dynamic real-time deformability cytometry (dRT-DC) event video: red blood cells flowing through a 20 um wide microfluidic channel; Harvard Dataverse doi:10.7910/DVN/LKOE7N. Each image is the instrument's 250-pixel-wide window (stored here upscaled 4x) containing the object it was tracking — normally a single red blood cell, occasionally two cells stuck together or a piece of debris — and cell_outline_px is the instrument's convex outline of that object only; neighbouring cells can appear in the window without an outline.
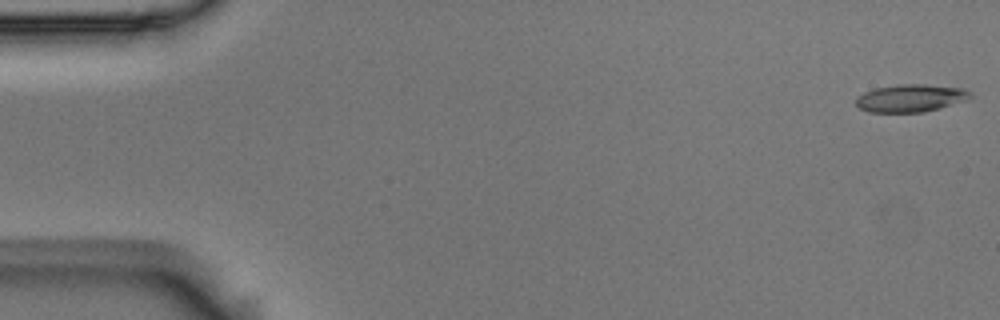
{"species": "Egyptian fruit bat (a non-hibernating species)", "species_latin": "Rousettus aegyptiacus", "temperature_condition": "room temperature", "stored_images_in_passage": 54, "camera_frame_rate_fps": 3000, "um_per_image_px": 0.085, "animal": {"sex": "male"}, "frame": {"image": 1, "passage_image": 1, "time_ms": 0.0, "image_size_px": [1000, 320], "cell_outline_px": [[972, 96], [964, 100], [940, 108], [924, 112], [868, 112], [860, 108], [856, 104], [856, 96], [864, 92], [876, 88], [900, 84], [924, 84], [964, 88], [972, 92]], "centroid_in_image_um": [77.4, 8.33], "position_along_channel_um": 7.6, "area_um2": 18.38}}
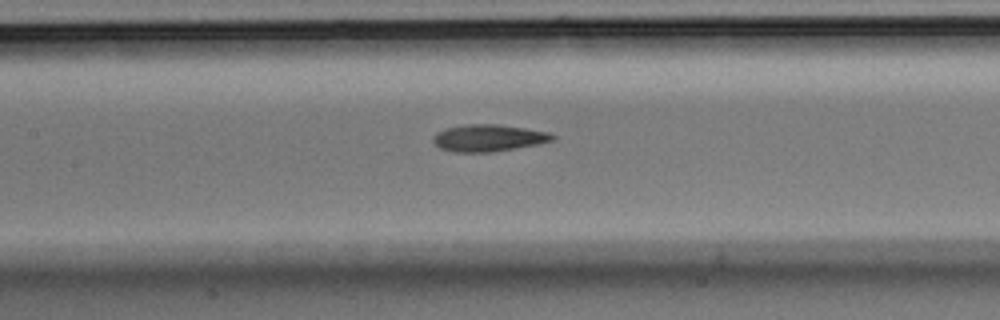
{"frame": {"image": 2, "passage_image": 25, "time_ms": 8.0, "image_size_px": [1000, 320], "cell_outline_px": [[556, 136], [552, 140], [536, 144], [492, 152], [456, 152], [440, 148], [432, 140], [432, 136], [436, 132], [448, 128], [464, 124], [496, 124], [524, 128], [548, 132]], "centroid_in_image_um": [41.48, 11.72], "position_along_channel_um": 165.9, "area_um2": 18.5}}
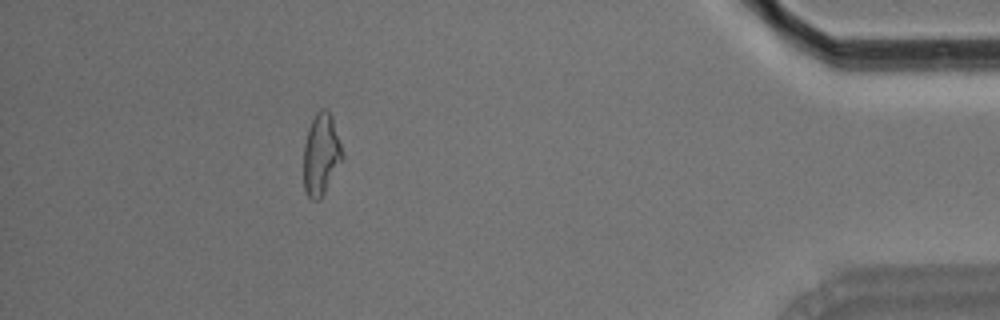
{"frame": {"image": 3, "passage_image": 49, "time_ms": 16.0, "image_size_px": [1000, 320], "cell_outline_px": [[344, 160], [320, 200], [312, 200], [308, 196], [304, 188], [304, 144], [308, 128], [316, 112], [320, 108], [324, 108], [332, 116], [344, 156]], "centroid_in_image_um": [27.31, 13.14], "position_along_channel_um": 407.9, "area_um2": 18.61}, "authors_computed_cell_mechanics": {"area_um2": 18.3804, "velocity_mm_per_s": 3.684, "shape_relaxation_time_tau1_ms": 7.9453, "shape_relaxation_time_tau2_ms": 4.2313, "deformation_change_tau1": 0.2136, "deformation_change_tau2": 0.1244}}